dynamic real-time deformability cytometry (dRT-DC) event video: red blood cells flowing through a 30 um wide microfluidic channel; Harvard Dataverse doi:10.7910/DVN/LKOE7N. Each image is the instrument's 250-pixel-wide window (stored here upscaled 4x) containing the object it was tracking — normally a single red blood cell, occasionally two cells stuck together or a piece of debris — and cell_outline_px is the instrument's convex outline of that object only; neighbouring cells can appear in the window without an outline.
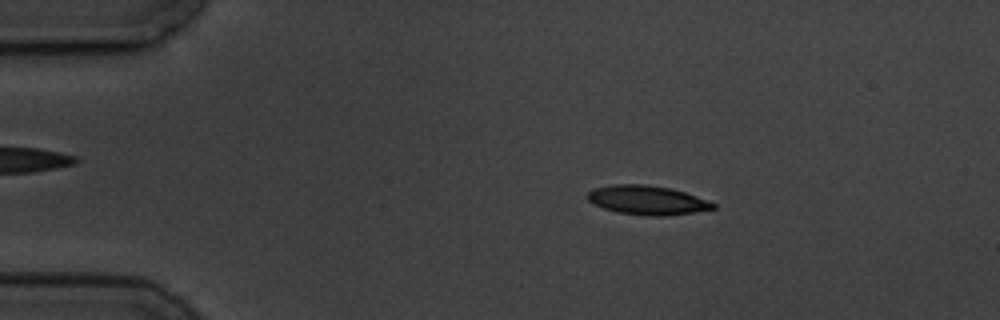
{"species": "common noctule bat (a hibernating species)", "species_latin": "Nyctalus noctula", "temperature_condition": "cold", "stored_images_in_passage": 3, "camera_frame_rate_fps": 3000, "um_per_image_px": 0.085, "animal": {"sex": "male", "body_mass_g": 19.5, "forearm_length_mm": 54.6}, "frame": {"image": 1, "passage_image": 2, "time_ms": 1.333, "image_size_px": [1000, 320], "cell_outline_px": [[716, 208], [668, 216], [652, 216], [616, 212], [592, 204], [588, 200], [588, 192], [592, 188], [612, 184], [644, 184], [672, 188], [696, 196], [716, 204]], "centroid_in_image_um": [54.97, 17.0], "position_along_channel_um": 30.0, "area_um2": 21.33}}